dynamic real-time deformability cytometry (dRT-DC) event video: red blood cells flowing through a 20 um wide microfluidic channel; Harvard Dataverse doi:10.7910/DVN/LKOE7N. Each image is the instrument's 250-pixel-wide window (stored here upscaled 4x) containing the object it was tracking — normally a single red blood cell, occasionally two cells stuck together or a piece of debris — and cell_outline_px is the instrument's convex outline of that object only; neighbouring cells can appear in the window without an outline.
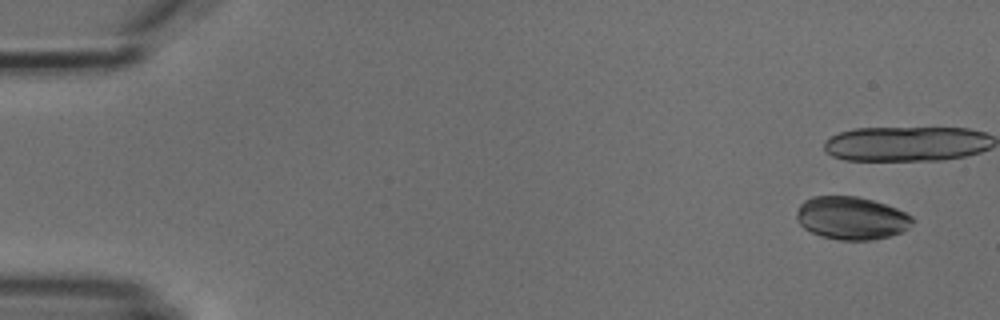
{"species": "common noctule bat (a hibernating species)", "species_latin": "Nyctalus noctula", "temperature_condition": "cold", "stored_images_in_passage": 7, "camera_frame_rate_fps": 3000, "um_per_image_px": 0.085, "animal": {"sex": "male", "body_mass_g": 18.8}, "frame": {"image": 1, "passage_image": 1, "time_ms": 0.0, "image_size_px": [1000, 320], "cell_outline_px": [[916, 220], [904, 232], [892, 236], [872, 240], [840, 240], [820, 236], [804, 228], [796, 220], [796, 212], [800, 204], [804, 200], [812, 196], [856, 196], [872, 200], [896, 208], [912, 216]], "centroid_in_image_um": [72.38, 18.54], "position_along_channel_um": 12.6, "area_um2": 29.25}}
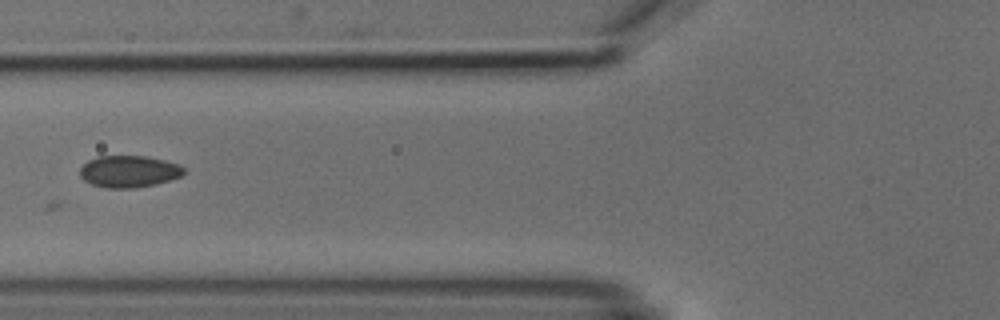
{"frame": {"image": 2, "passage_image": 7, "time_ms": 7.0, "image_size_px": [1000, 320], "cell_outline_px": [[184, 172], [180, 176], [172, 180], [156, 184], [136, 188], [108, 188], [92, 184], [84, 180], [80, 176], [80, 168], [88, 160], [100, 156], [144, 156], [164, 160], [180, 164], [184, 168]], "centroid_in_image_um": [10.97, 14.58], "position_along_channel_um": 114.8, "area_um2": 19.31}}